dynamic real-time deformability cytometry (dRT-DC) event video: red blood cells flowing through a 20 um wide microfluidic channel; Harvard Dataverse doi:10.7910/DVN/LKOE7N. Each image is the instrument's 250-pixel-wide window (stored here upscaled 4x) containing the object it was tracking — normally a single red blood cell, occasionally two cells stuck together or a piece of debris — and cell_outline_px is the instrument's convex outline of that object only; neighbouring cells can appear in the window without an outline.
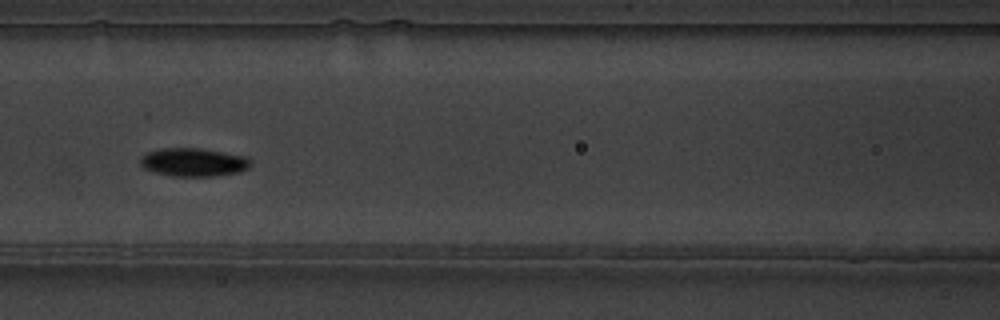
{"species": "common noctule bat (a hibernating species)", "species_latin": "Nyctalus noctula", "temperature_condition": "warm", "stored_images_in_passage": 9, "camera_frame_rate_fps": 3000, "um_per_image_px": 0.085, "animal": {"sex": "male", "body_mass_g": 19.5, "forearm_length_mm": 54.6}, "frame": {"image": 1, "passage_image": 6, "time_ms": 1.667, "image_size_px": [1000, 320], "cell_outline_px": [[252, 164], [248, 168], [240, 172], [216, 176], [172, 176], [152, 172], [144, 168], [140, 164], [140, 156], [148, 152], [160, 148], [200, 148], [248, 156], [252, 160]], "centroid_in_image_um": [16.47, 13.79], "position_along_channel_um": 150.1, "area_um2": 18.55}}
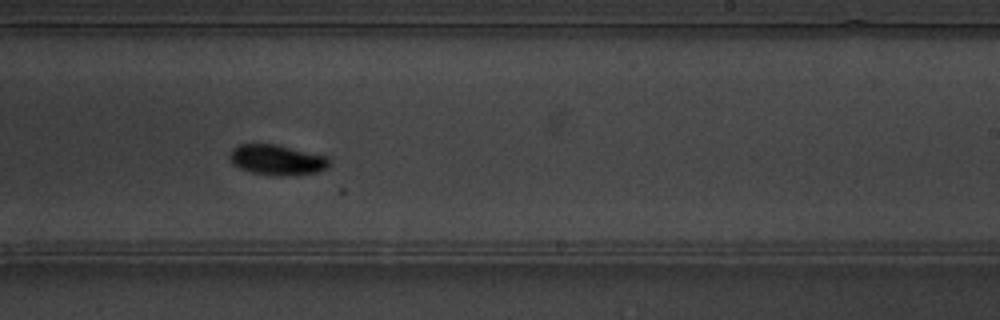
{"frame": {"image": 2, "passage_image": 9, "time_ms": 2.667, "image_size_px": [1000, 320], "cell_outline_px": [[332, 160], [324, 168], [316, 172], [280, 176], [272, 176], [252, 172], [240, 168], [232, 164], [228, 156], [232, 148], [240, 144], [276, 144], [328, 156]], "centroid_in_image_um": [23.51, 13.58], "position_along_channel_um": 265.5, "area_um2": 17.63}}